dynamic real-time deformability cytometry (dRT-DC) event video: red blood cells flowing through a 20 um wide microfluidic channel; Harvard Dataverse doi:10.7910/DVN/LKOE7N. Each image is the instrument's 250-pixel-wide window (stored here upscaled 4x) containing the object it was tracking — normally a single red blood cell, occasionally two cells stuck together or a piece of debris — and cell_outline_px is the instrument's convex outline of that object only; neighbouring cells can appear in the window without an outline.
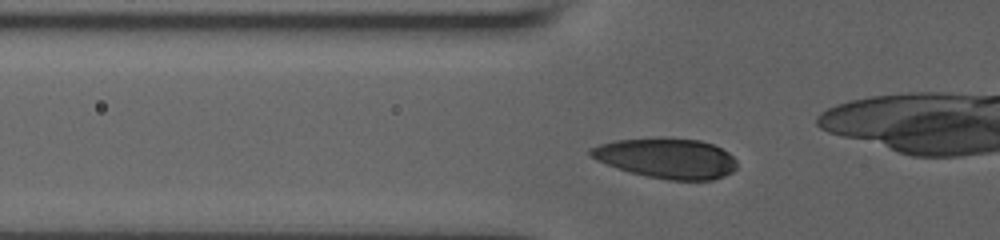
{"species": "human", "species_latin": "Homo sapiens", "temperature_condition": "room temperature", "stored_images_in_passage": 37, "camera_frame_rate_fps": 3000, "um_per_image_px": 0.085, "donor": {"sex": "male"}, "frame": {"image": 1, "passage_image": 8, "time_ms": 2.333, "image_size_px": [1000, 240], "cell_outline_px": [[736, 168], [732, 172], [724, 176], [712, 180], [668, 180], [628, 172], [616, 168], [596, 160], [588, 156], [588, 148], [600, 144], [616, 140], [664, 136], [700, 140], [712, 144], [728, 152], [736, 160]], "centroid_in_image_um": [56.62, 13.43], "position_along_channel_um": 69.2, "area_um2": 34.8}}
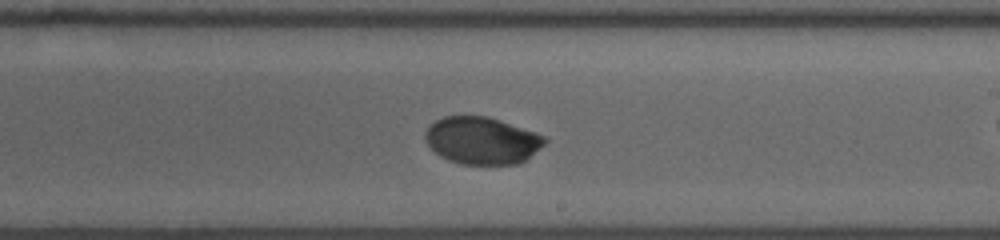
{"frame": {"image": 2, "passage_image": 22, "time_ms": 7.0, "image_size_px": [1000, 240], "cell_outline_px": [[548, 140], [540, 148], [520, 164], [460, 164], [448, 160], [440, 156], [424, 140], [424, 132], [436, 120], [444, 116], [488, 116], [536, 132], [544, 136]], "centroid_in_image_um": [40.97, 11.94], "position_along_channel_um": 248.0, "area_um2": 32.89}}
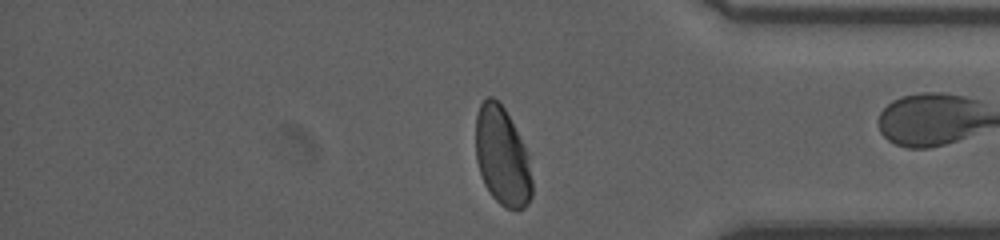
{"frame": {"image": 3, "passage_image": 34, "time_ms": 11.0, "image_size_px": [1000, 240], "cell_outline_px": [[532, 196], [528, 204], [524, 208], [516, 212], [500, 204], [492, 196], [484, 184], [476, 160], [476, 116], [480, 104], [488, 96], [492, 96], [504, 108], [528, 156], [532, 180]], "centroid_in_image_um": [42.68, 13.35], "position_along_channel_um": 392.5, "area_um2": 32.08}, "authors_computed_cell_mechanics": {"area_um2": 33.4084, "velocity_mm_per_s": 3.9144, "shape_relaxation_time_tau1_ms": 3.1447, "shape_relaxation_time_tau2_ms": null, "deformation_change_tau1": 0.1382, "deformation_change_tau2": null}}